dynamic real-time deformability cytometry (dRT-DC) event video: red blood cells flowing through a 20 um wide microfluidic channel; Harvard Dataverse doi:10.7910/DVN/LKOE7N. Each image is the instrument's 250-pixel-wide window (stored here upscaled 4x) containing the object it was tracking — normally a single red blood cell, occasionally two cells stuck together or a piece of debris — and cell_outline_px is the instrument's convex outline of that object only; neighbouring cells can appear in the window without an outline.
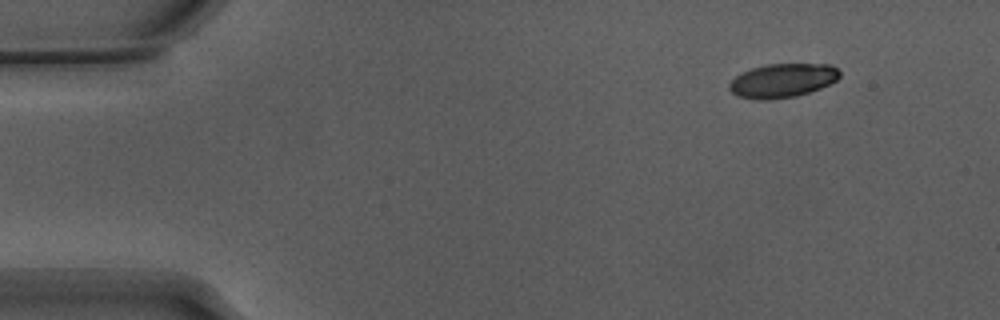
{"species": "Egyptian fruit bat (a non-hibernating species)", "species_latin": "Rousettus aegyptiacus", "temperature_condition": "warm", "stored_images_in_passage": 49, "camera_frame_rate_fps": 3000, "um_per_image_px": 0.085, "animal": {"sex": "male"}, "frame": {"image": 1, "passage_image": 1, "time_ms": 0.0, "image_size_px": [1000, 320], "cell_outline_px": [[840, 76], [836, 80], [820, 88], [796, 96], [768, 100], [756, 100], [740, 96], [732, 92], [728, 88], [728, 84], [736, 76], [752, 68], [768, 64], [828, 64], [836, 68], [840, 72]], "centroid_in_image_um": [66.5, 6.85], "position_along_channel_um": 18.5, "area_um2": 21.62}}
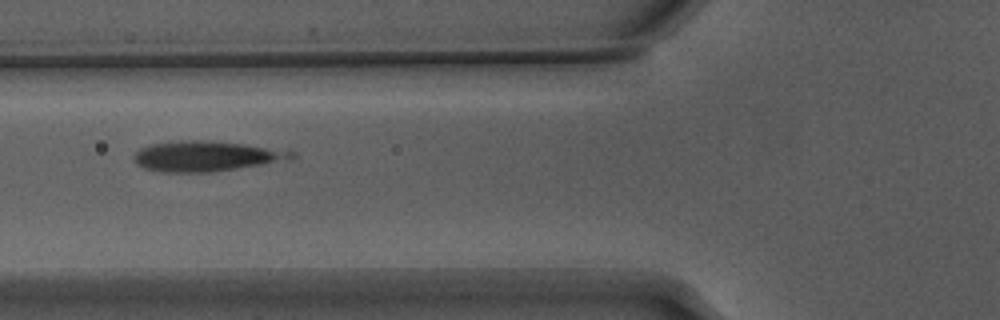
{"frame": {"image": 2, "passage_image": 16, "time_ms": 5.0, "image_size_px": [1000, 320], "cell_outline_px": [[296, 156], [288, 160], [212, 172], [160, 172], [144, 168], [136, 164], [136, 152], [140, 148], [152, 144], [192, 140], [200, 140], [244, 144], [296, 152]], "centroid_in_image_um": [17.52, 13.29], "position_along_channel_um": 108.3, "area_um2": 27.28}}
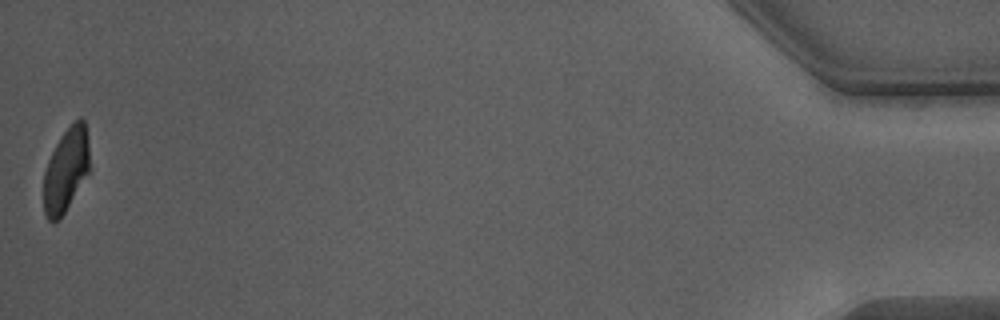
{"frame": {"image": 3, "passage_image": 49, "time_ms": 16.0, "image_size_px": [1000, 320], "cell_outline_px": [[88, 172], [60, 220], [52, 224], [48, 220], [44, 212], [44, 172], [48, 160], [56, 144], [64, 132], [80, 116], [84, 120], [88, 136]], "centroid_in_image_um": [5.59, 14.48], "position_along_channel_um": 429.6, "area_um2": 22.14}, "authors_computed_cell_mechanics": {"area_um2": 23.7558, "velocity_mm_per_s": 3.8386, "shape_relaxation_time_tau1_ms": 7.6032, "shape_relaxation_time_tau2_ms": null, "deformation_change_tau1": null, "deformation_change_tau2": null}}